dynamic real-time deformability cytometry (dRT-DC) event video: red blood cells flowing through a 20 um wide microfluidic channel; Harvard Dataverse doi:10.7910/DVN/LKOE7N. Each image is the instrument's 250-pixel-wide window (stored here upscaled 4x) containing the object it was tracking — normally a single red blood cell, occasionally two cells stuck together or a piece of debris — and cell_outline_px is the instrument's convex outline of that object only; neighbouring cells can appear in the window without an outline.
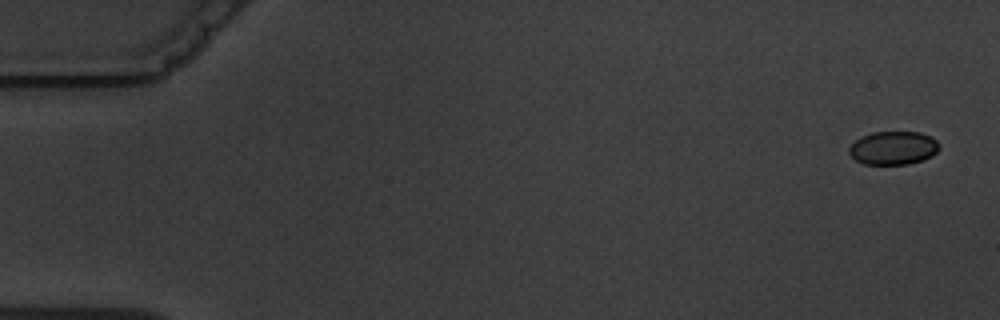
{"species": "common noctule bat (a hibernating species)", "species_latin": "Nyctalus noctula", "temperature_condition": "warm", "stored_images_in_passage": 6, "camera_frame_rate_fps": 3000, "um_per_image_px": 0.085, "animal": {"sex": "male", "body_mass_g": 19.5, "forearm_length_mm": 54.6}, "frame": {"image": 1, "passage_image": 1, "time_ms": 0.0, "image_size_px": [1000, 320], "cell_outline_px": [[940, 148], [932, 156], [924, 160], [908, 164], [864, 164], [856, 160], [848, 152], [848, 148], [856, 140], [872, 132], [920, 132], [936, 140], [940, 144]], "centroid_in_image_um": [75.95, 12.58], "position_along_channel_um": 9.1, "area_um2": 17.51}}